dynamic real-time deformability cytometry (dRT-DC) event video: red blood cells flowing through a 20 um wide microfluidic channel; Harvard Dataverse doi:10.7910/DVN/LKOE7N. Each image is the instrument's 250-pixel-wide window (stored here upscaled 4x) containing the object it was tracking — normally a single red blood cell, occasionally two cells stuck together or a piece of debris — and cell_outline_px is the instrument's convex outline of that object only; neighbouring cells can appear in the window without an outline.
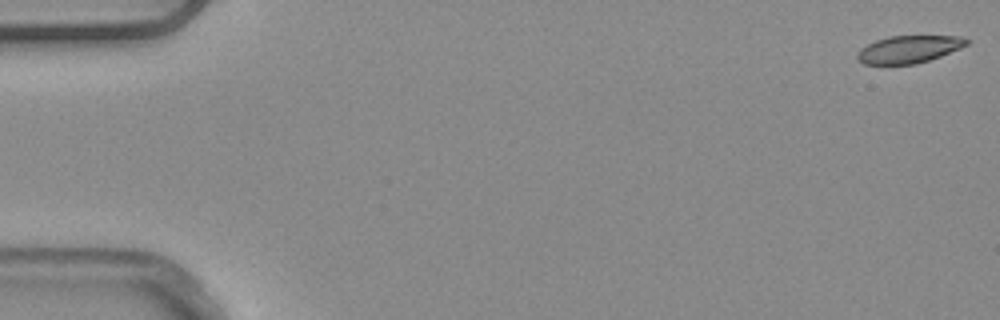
{"species": "common noctule bat (a hibernating species)", "species_latin": "Nyctalus noctula", "temperature_condition": "warm", "stored_images_in_passage": 5, "camera_frame_rate_fps": 3000, "um_per_image_px": 0.085, "animal": {"sex": "male", "body_mass_g": 20.4}, "frame": {"image": 1, "passage_image": 1, "time_ms": 0.0, "image_size_px": [1000, 320], "cell_outline_px": [[972, 40], [968, 44], [960, 48], [940, 56], [916, 64], [864, 64], [856, 60], [856, 56], [860, 48], [876, 40], [888, 36], [960, 36]], "centroid_in_image_um": [77.24, 4.18], "position_along_channel_um": 7.8, "area_um2": 17.51}}
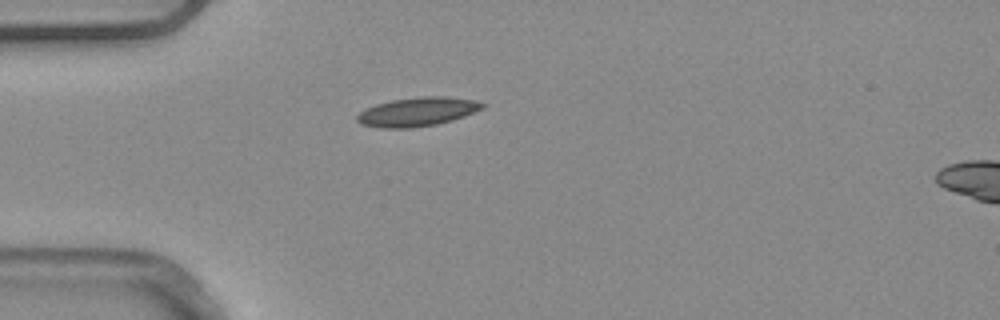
{"frame": {"image": 2, "passage_image": 4, "time_ms": 1.0, "image_size_px": [1000, 320], "cell_outline_px": [[488, 104], [484, 108], [464, 116], [452, 120], [436, 124], [412, 128], [380, 128], [360, 124], [356, 120], [356, 116], [364, 108], [376, 104], [392, 100], [424, 96], [444, 96], [476, 100]], "centroid_in_image_um": [35.48, 9.5], "position_along_channel_um": 49.5, "area_um2": 21.27}}